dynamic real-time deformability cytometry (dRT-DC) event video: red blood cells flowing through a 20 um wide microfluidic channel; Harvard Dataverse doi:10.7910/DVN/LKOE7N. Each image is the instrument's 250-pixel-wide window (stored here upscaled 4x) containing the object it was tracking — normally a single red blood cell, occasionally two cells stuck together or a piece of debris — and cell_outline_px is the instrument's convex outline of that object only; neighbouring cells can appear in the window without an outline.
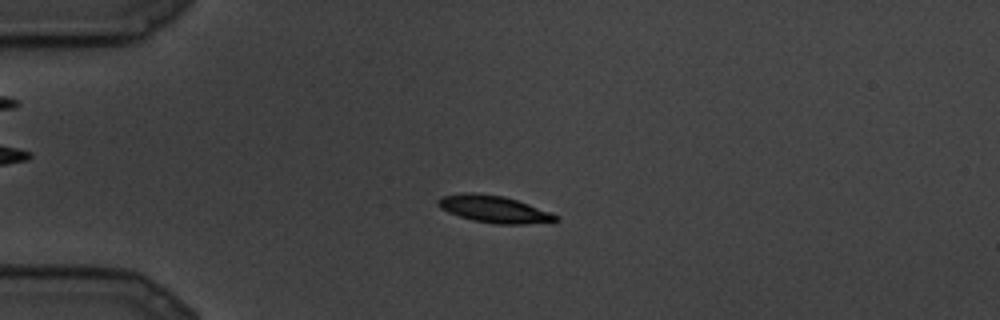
{"species": "common noctule bat (a hibernating species)", "species_latin": "Nyctalus noctula", "temperature_condition": "cold", "stored_images_in_passage": 9, "camera_frame_rate_fps": 3000, "um_per_image_px": 0.085, "animal": {"sex": "male", "body_mass_g": 19.5, "forearm_length_mm": 54.6}, "frame": {"image": 1, "passage_image": 6, "time_ms": 1.667, "image_size_px": [1000, 320], "cell_outline_px": [[560, 220], [552, 224], [496, 224], [472, 220], [448, 212], [440, 208], [436, 204], [436, 200], [440, 196], [460, 192], [472, 192], [504, 196], [552, 212], [560, 216]], "centroid_in_image_um": [42.05, 17.79], "position_along_channel_um": 43.0, "area_um2": 19.13}}